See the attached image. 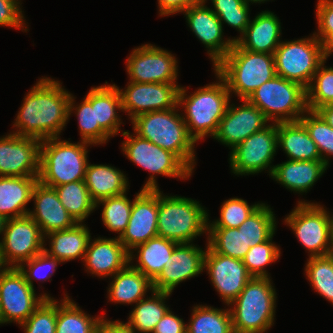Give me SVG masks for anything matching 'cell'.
<instances>
[{
    "instance_id": "ee69618b",
    "label": "cell",
    "mask_w": 333,
    "mask_h": 333,
    "mask_svg": "<svg viewBox=\"0 0 333 333\" xmlns=\"http://www.w3.org/2000/svg\"><path fill=\"white\" fill-rule=\"evenodd\" d=\"M273 237L274 235L269 240L250 248L242 259L248 273L252 277L271 278L265 267L275 263L281 256L280 247L275 242H272Z\"/></svg>"
},
{
    "instance_id": "9a60e30c",
    "label": "cell",
    "mask_w": 333,
    "mask_h": 333,
    "mask_svg": "<svg viewBox=\"0 0 333 333\" xmlns=\"http://www.w3.org/2000/svg\"><path fill=\"white\" fill-rule=\"evenodd\" d=\"M178 59L153 44L134 48L126 59L129 81L137 83H178Z\"/></svg>"
},
{
    "instance_id": "db71d44e",
    "label": "cell",
    "mask_w": 333,
    "mask_h": 333,
    "mask_svg": "<svg viewBox=\"0 0 333 333\" xmlns=\"http://www.w3.org/2000/svg\"><path fill=\"white\" fill-rule=\"evenodd\" d=\"M159 16H170L182 13L190 6L198 4L203 0H157Z\"/></svg>"
},
{
    "instance_id": "d4e9b609",
    "label": "cell",
    "mask_w": 333,
    "mask_h": 333,
    "mask_svg": "<svg viewBox=\"0 0 333 333\" xmlns=\"http://www.w3.org/2000/svg\"><path fill=\"white\" fill-rule=\"evenodd\" d=\"M242 35L232 40L242 49L274 54L281 41V22L274 12L265 10L258 12Z\"/></svg>"
},
{
    "instance_id": "ac0fdd59",
    "label": "cell",
    "mask_w": 333,
    "mask_h": 333,
    "mask_svg": "<svg viewBox=\"0 0 333 333\" xmlns=\"http://www.w3.org/2000/svg\"><path fill=\"white\" fill-rule=\"evenodd\" d=\"M240 101L242 104L238 106L229 103L212 137L229 147L230 151L250 135L267 127L270 122L264 113L247 99Z\"/></svg>"
},
{
    "instance_id": "2e32d148",
    "label": "cell",
    "mask_w": 333,
    "mask_h": 333,
    "mask_svg": "<svg viewBox=\"0 0 333 333\" xmlns=\"http://www.w3.org/2000/svg\"><path fill=\"white\" fill-rule=\"evenodd\" d=\"M119 89L122 100V112L128 113L130 120L136 116L152 112L172 109L178 106V83H137Z\"/></svg>"
},
{
    "instance_id": "816d5d0a",
    "label": "cell",
    "mask_w": 333,
    "mask_h": 333,
    "mask_svg": "<svg viewBox=\"0 0 333 333\" xmlns=\"http://www.w3.org/2000/svg\"><path fill=\"white\" fill-rule=\"evenodd\" d=\"M316 19L318 30L314 35L322 42L333 33V0H318L316 3Z\"/></svg>"
},
{
    "instance_id": "d6986e66",
    "label": "cell",
    "mask_w": 333,
    "mask_h": 333,
    "mask_svg": "<svg viewBox=\"0 0 333 333\" xmlns=\"http://www.w3.org/2000/svg\"><path fill=\"white\" fill-rule=\"evenodd\" d=\"M204 270L209 274L211 284L221 296L220 300L227 306L239 296L252 278L242 260L216 253L208 245Z\"/></svg>"
},
{
    "instance_id": "30bf717a",
    "label": "cell",
    "mask_w": 333,
    "mask_h": 333,
    "mask_svg": "<svg viewBox=\"0 0 333 333\" xmlns=\"http://www.w3.org/2000/svg\"><path fill=\"white\" fill-rule=\"evenodd\" d=\"M122 136L126 140L122 142V152L134 164L150 172V177L143 184L142 189H159L155 175H163L177 179H189L192 171L176 154L162 149L148 139L124 131Z\"/></svg>"
},
{
    "instance_id": "8992f818",
    "label": "cell",
    "mask_w": 333,
    "mask_h": 333,
    "mask_svg": "<svg viewBox=\"0 0 333 333\" xmlns=\"http://www.w3.org/2000/svg\"><path fill=\"white\" fill-rule=\"evenodd\" d=\"M60 139L54 137L42 140L40 146L38 181L51 188L84 180L89 163L88 147L92 144Z\"/></svg>"
},
{
    "instance_id": "d590c367",
    "label": "cell",
    "mask_w": 333,
    "mask_h": 333,
    "mask_svg": "<svg viewBox=\"0 0 333 333\" xmlns=\"http://www.w3.org/2000/svg\"><path fill=\"white\" fill-rule=\"evenodd\" d=\"M186 333H232V316L229 307L225 309L212 306L195 305Z\"/></svg>"
},
{
    "instance_id": "f6af8a7d",
    "label": "cell",
    "mask_w": 333,
    "mask_h": 333,
    "mask_svg": "<svg viewBox=\"0 0 333 333\" xmlns=\"http://www.w3.org/2000/svg\"><path fill=\"white\" fill-rule=\"evenodd\" d=\"M323 61L306 89L307 108L316 111L319 107L333 104V67L325 66Z\"/></svg>"
},
{
    "instance_id": "484cf974",
    "label": "cell",
    "mask_w": 333,
    "mask_h": 333,
    "mask_svg": "<svg viewBox=\"0 0 333 333\" xmlns=\"http://www.w3.org/2000/svg\"><path fill=\"white\" fill-rule=\"evenodd\" d=\"M327 169L323 161L287 159L274 166L271 178L289 191L306 194Z\"/></svg>"
},
{
    "instance_id": "d6a6232c",
    "label": "cell",
    "mask_w": 333,
    "mask_h": 333,
    "mask_svg": "<svg viewBox=\"0 0 333 333\" xmlns=\"http://www.w3.org/2000/svg\"><path fill=\"white\" fill-rule=\"evenodd\" d=\"M91 199L99 200L128 192L129 181L119 168L107 164L88 163L84 179Z\"/></svg>"
},
{
    "instance_id": "e575fe53",
    "label": "cell",
    "mask_w": 333,
    "mask_h": 333,
    "mask_svg": "<svg viewBox=\"0 0 333 333\" xmlns=\"http://www.w3.org/2000/svg\"><path fill=\"white\" fill-rule=\"evenodd\" d=\"M64 294L57 300L56 333H96L102 316L92 317Z\"/></svg>"
},
{
    "instance_id": "cb8c5ba5",
    "label": "cell",
    "mask_w": 333,
    "mask_h": 333,
    "mask_svg": "<svg viewBox=\"0 0 333 333\" xmlns=\"http://www.w3.org/2000/svg\"><path fill=\"white\" fill-rule=\"evenodd\" d=\"M32 199L34 209L30 210L28 215L39 225L44 236L53 231L72 228L77 224L62 205L54 188L38 181L33 188Z\"/></svg>"
},
{
    "instance_id": "91938a15",
    "label": "cell",
    "mask_w": 333,
    "mask_h": 333,
    "mask_svg": "<svg viewBox=\"0 0 333 333\" xmlns=\"http://www.w3.org/2000/svg\"><path fill=\"white\" fill-rule=\"evenodd\" d=\"M246 1V3L248 4V5H251V3L253 4V3H259V4H261V3H265V2H267V1H270V0H245ZM250 3V4H249Z\"/></svg>"
},
{
    "instance_id": "11a10c76",
    "label": "cell",
    "mask_w": 333,
    "mask_h": 333,
    "mask_svg": "<svg viewBox=\"0 0 333 333\" xmlns=\"http://www.w3.org/2000/svg\"><path fill=\"white\" fill-rule=\"evenodd\" d=\"M104 313L98 324L96 333H135V331L125 322L119 320H108Z\"/></svg>"
},
{
    "instance_id": "ab89813d",
    "label": "cell",
    "mask_w": 333,
    "mask_h": 333,
    "mask_svg": "<svg viewBox=\"0 0 333 333\" xmlns=\"http://www.w3.org/2000/svg\"><path fill=\"white\" fill-rule=\"evenodd\" d=\"M207 244L216 253L242 260L250 249L238 228H208Z\"/></svg>"
},
{
    "instance_id": "60d3db41",
    "label": "cell",
    "mask_w": 333,
    "mask_h": 333,
    "mask_svg": "<svg viewBox=\"0 0 333 333\" xmlns=\"http://www.w3.org/2000/svg\"><path fill=\"white\" fill-rule=\"evenodd\" d=\"M304 271L313 290L333 305V253L309 257Z\"/></svg>"
},
{
    "instance_id": "44dd1931",
    "label": "cell",
    "mask_w": 333,
    "mask_h": 333,
    "mask_svg": "<svg viewBox=\"0 0 333 333\" xmlns=\"http://www.w3.org/2000/svg\"><path fill=\"white\" fill-rule=\"evenodd\" d=\"M135 195L127 227L118 237L128 252L158 236V189L141 188Z\"/></svg>"
},
{
    "instance_id": "ba28073f",
    "label": "cell",
    "mask_w": 333,
    "mask_h": 333,
    "mask_svg": "<svg viewBox=\"0 0 333 333\" xmlns=\"http://www.w3.org/2000/svg\"><path fill=\"white\" fill-rule=\"evenodd\" d=\"M247 100L272 123L299 121L308 110L306 88L278 75L258 87Z\"/></svg>"
},
{
    "instance_id": "ffe728a7",
    "label": "cell",
    "mask_w": 333,
    "mask_h": 333,
    "mask_svg": "<svg viewBox=\"0 0 333 333\" xmlns=\"http://www.w3.org/2000/svg\"><path fill=\"white\" fill-rule=\"evenodd\" d=\"M202 2L190 6L182 12L188 27L207 48V54L215 67L232 49L234 41L223 38V25L211 10V7Z\"/></svg>"
},
{
    "instance_id": "f35d334b",
    "label": "cell",
    "mask_w": 333,
    "mask_h": 333,
    "mask_svg": "<svg viewBox=\"0 0 333 333\" xmlns=\"http://www.w3.org/2000/svg\"><path fill=\"white\" fill-rule=\"evenodd\" d=\"M74 95L71 93L69 101V118L75 113L78 119L80 141L94 145L106 144L111 138L96 122L95 106L84 97L83 101L75 104Z\"/></svg>"
},
{
    "instance_id": "4dcf8cb0",
    "label": "cell",
    "mask_w": 333,
    "mask_h": 333,
    "mask_svg": "<svg viewBox=\"0 0 333 333\" xmlns=\"http://www.w3.org/2000/svg\"><path fill=\"white\" fill-rule=\"evenodd\" d=\"M178 244L160 236L151 238L129 252V264L154 281L163 271L164 265ZM134 259H137L136 265L133 263Z\"/></svg>"
},
{
    "instance_id": "681fc988",
    "label": "cell",
    "mask_w": 333,
    "mask_h": 333,
    "mask_svg": "<svg viewBox=\"0 0 333 333\" xmlns=\"http://www.w3.org/2000/svg\"><path fill=\"white\" fill-rule=\"evenodd\" d=\"M60 263H62L60 260L42 251L30 260L23 262L18 268L24 274L26 281L35 289L33 282L35 280H39L40 282L51 281L52 279L50 278Z\"/></svg>"
},
{
    "instance_id": "277c9868",
    "label": "cell",
    "mask_w": 333,
    "mask_h": 333,
    "mask_svg": "<svg viewBox=\"0 0 333 333\" xmlns=\"http://www.w3.org/2000/svg\"><path fill=\"white\" fill-rule=\"evenodd\" d=\"M238 99L251 94L276 74L274 54L256 53L240 48L235 42L228 54L213 68Z\"/></svg>"
},
{
    "instance_id": "74e56055",
    "label": "cell",
    "mask_w": 333,
    "mask_h": 333,
    "mask_svg": "<svg viewBox=\"0 0 333 333\" xmlns=\"http://www.w3.org/2000/svg\"><path fill=\"white\" fill-rule=\"evenodd\" d=\"M277 221L272 208L265 203L255 210L239 227L250 248L269 240L276 232Z\"/></svg>"
},
{
    "instance_id": "c3c4849f",
    "label": "cell",
    "mask_w": 333,
    "mask_h": 333,
    "mask_svg": "<svg viewBox=\"0 0 333 333\" xmlns=\"http://www.w3.org/2000/svg\"><path fill=\"white\" fill-rule=\"evenodd\" d=\"M57 299H45L33 314L19 324L24 333H56Z\"/></svg>"
},
{
    "instance_id": "7a4b0ae2",
    "label": "cell",
    "mask_w": 333,
    "mask_h": 333,
    "mask_svg": "<svg viewBox=\"0 0 333 333\" xmlns=\"http://www.w3.org/2000/svg\"><path fill=\"white\" fill-rule=\"evenodd\" d=\"M218 79L212 84L198 87L193 94L187 87H180L178 94V107L184 108L182 117L187 125L188 132L195 142L204 137H213L217 131L220 120L226 113L231 95L225 80L214 70Z\"/></svg>"
},
{
    "instance_id": "4fadbf2b",
    "label": "cell",
    "mask_w": 333,
    "mask_h": 333,
    "mask_svg": "<svg viewBox=\"0 0 333 333\" xmlns=\"http://www.w3.org/2000/svg\"><path fill=\"white\" fill-rule=\"evenodd\" d=\"M277 149V123H270L230 151L231 172L238 176H246L268 170L267 172L271 176L275 166L272 161H274Z\"/></svg>"
},
{
    "instance_id": "f546056e",
    "label": "cell",
    "mask_w": 333,
    "mask_h": 333,
    "mask_svg": "<svg viewBox=\"0 0 333 333\" xmlns=\"http://www.w3.org/2000/svg\"><path fill=\"white\" fill-rule=\"evenodd\" d=\"M111 279L110 286L107 287V296L109 302L115 304H136L148 297L147 292L154 291L153 281L130 264L114 274Z\"/></svg>"
},
{
    "instance_id": "6f0895ef",
    "label": "cell",
    "mask_w": 333,
    "mask_h": 333,
    "mask_svg": "<svg viewBox=\"0 0 333 333\" xmlns=\"http://www.w3.org/2000/svg\"><path fill=\"white\" fill-rule=\"evenodd\" d=\"M321 44L323 60L326 61L333 53V33L329 34Z\"/></svg>"
},
{
    "instance_id": "94428289",
    "label": "cell",
    "mask_w": 333,
    "mask_h": 333,
    "mask_svg": "<svg viewBox=\"0 0 333 333\" xmlns=\"http://www.w3.org/2000/svg\"><path fill=\"white\" fill-rule=\"evenodd\" d=\"M7 267L4 265L3 261H2V257L0 254V275L1 273L6 269Z\"/></svg>"
},
{
    "instance_id": "6da1fadb",
    "label": "cell",
    "mask_w": 333,
    "mask_h": 333,
    "mask_svg": "<svg viewBox=\"0 0 333 333\" xmlns=\"http://www.w3.org/2000/svg\"><path fill=\"white\" fill-rule=\"evenodd\" d=\"M70 95L59 80L39 78L23 99L12 133L41 141L60 137L69 121Z\"/></svg>"
},
{
    "instance_id": "9c48e42d",
    "label": "cell",
    "mask_w": 333,
    "mask_h": 333,
    "mask_svg": "<svg viewBox=\"0 0 333 333\" xmlns=\"http://www.w3.org/2000/svg\"><path fill=\"white\" fill-rule=\"evenodd\" d=\"M309 257L333 253V216L319 203L298 201L284 218Z\"/></svg>"
},
{
    "instance_id": "f1b7e54d",
    "label": "cell",
    "mask_w": 333,
    "mask_h": 333,
    "mask_svg": "<svg viewBox=\"0 0 333 333\" xmlns=\"http://www.w3.org/2000/svg\"><path fill=\"white\" fill-rule=\"evenodd\" d=\"M38 177L0 176V215L12 219L29 214L26 206L32 201Z\"/></svg>"
},
{
    "instance_id": "3957f363",
    "label": "cell",
    "mask_w": 333,
    "mask_h": 333,
    "mask_svg": "<svg viewBox=\"0 0 333 333\" xmlns=\"http://www.w3.org/2000/svg\"><path fill=\"white\" fill-rule=\"evenodd\" d=\"M177 106L140 114L131 120L133 131L162 149L176 154L192 171L195 169V141Z\"/></svg>"
},
{
    "instance_id": "680465c9",
    "label": "cell",
    "mask_w": 333,
    "mask_h": 333,
    "mask_svg": "<svg viewBox=\"0 0 333 333\" xmlns=\"http://www.w3.org/2000/svg\"><path fill=\"white\" fill-rule=\"evenodd\" d=\"M7 219L5 217H3L2 215H0V242L3 236V231L5 229V225H6Z\"/></svg>"
},
{
    "instance_id": "8fae6325",
    "label": "cell",
    "mask_w": 333,
    "mask_h": 333,
    "mask_svg": "<svg viewBox=\"0 0 333 333\" xmlns=\"http://www.w3.org/2000/svg\"><path fill=\"white\" fill-rule=\"evenodd\" d=\"M323 61L322 44L314 34L297 40H282L274 52L276 74L306 89Z\"/></svg>"
},
{
    "instance_id": "7bdbcfd3",
    "label": "cell",
    "mask_w": 333,
    "mask_h": 333,
    "mask_svg": "<svg viewBox=\"0 0 333 333\" xmlns=\"http://www.w3.org/2000/svg\"><path fill=\"white\" fill-rule=\"evenodd\" d=\"M300 121L316 143L322 161L329 167V159L333 156V128L316 111L307 110Z\"/></svg>"
},
{
    "instance_id": "e0dca14e",
    "label": "cell",
    "mask_w": 333,
    "mask_h": 333,
    "mask_svg": "<svg viewBox=\"0 0 333 333\" xmlns=\"http://www.w3.org/2000/svg\"><path fill=\"white\" fill-rule=\"evenodd\" d=\"M41 140L12 132L0 137V176H39Z\"/></svg>"
},
{
    "instance_id": "b9f144b4",
    "label": "cell",
    "mask_w": 333,
    "mask_h": 333,
    "mask_svg": "<svg viewBox=\"0 0 333 333\" xmlns=\"http://www.w3.org/2000/svg\"><path fill=\"white\" fill-rule=\"evenodd\" d=\"M133 201H131L127 192L118 196H112L99 200L96 203V209L99 205L103 206L101 220L104 226L120 237L127 227L130 219Z\"/></svg>"
},
{
    "instance_id": "4316f807",
    "label": "cell",
    "mask_w": 333,
    "mask_h": 333,
    "mask_svg": "<svg viewBox=\"0 0 333 333\" xmlns=\"http://www.w3.org/2000/svg\"><path fill=\"white\" fill-rule=\"evenodd\" d=\"M85 98L95 106L96 122L112 138L124 130H120L122 120L118 114L122 111V100L116 84H105L91 87ZM119 111V112H118Z\"/></svg>"
},
{
    "instance_id": "bcb514c9",
    "label": "cell",
    "mask_w": 333,
    "mask_h": 333,
    "mask_svg": "<svg viewBox=\"0 0 333 333\" xmlns=\"http://www.w3.org/2000/svg\"><path fill=\"white\" fill-rule=\"evenodd\" d=\"M263 202L249 205L247 200L233 197L226 199L220 208V217L208 220V228H238Z\"/></svg>"
},
{
    "instance_id": "83f0119b",
    "label": "cell",
    "mask_w": 333,
    "mask_h": 333,
    "mask_svg": "<svg viewBox=\"0 0 333 333\" xmlns=\"http://www.w3.org/2000/svg\"><path fill=\"white\" fill-rule=\"evenodd\" d=\"M90 239L91 233L86 224L77 223L72 228L45 235L44 241H48L49 249L44 247V251L62 263L80 258L83 262Z\"/></svg>"
},
{
    "instance_id": "5bb4252c",
    "label": "cell",
    "mask_w": 333,
    "mask_h": 333,
    "mask_svg": "<svg viewBox=\"0 0 333 333\" xmlns=\"http://www.w3.org/2000/svg\"><path fill=\"white\" fill-rule=\"evenodd\" d=\"M45 246L39 225L28 214L7 219L0 242V254L6 267L18 268L44 251Z\"/></svg>"
},
{
    "instance_id": "7c38bea8",
    "label": "cell",
    "mask_w": 333,
    "mask_h": 333,
    "mask_svg": "<svg viewBox=\"0 0 333 333\" xmlns=\"http://www.w3.org/2000/svg\"><path fill=\"white\" fill-rule=\"evenodd\" d=\"M36 290L26 281L16 267H7L0 275V325L26 321L45 299H53L48 293L36 295Z\"/></svg>"
},
{
    "instance_id": "1f68e13d",
    "label": "cell",
    "mask_w": 333,
    "mask_h": 333,
    "mask_svg": "<svg viewBox=\"0 0 333 333\" xmlns=\"http://www.w3.org/2000/svg\"><path fill=\"white\" fill-rule=\"evenodd\" d=\"M278 148L288 160L322 161L316 143L304 124L299 121L277 123Z\"/></svg>"
},
{
    "instance_id": "5b68a950",
    "label": "cell",
    "mask_w": 333,
    "mask_h": 333,
    "mask_svg": "<svg viewBox=\"0 0 333 333\" xmlns=\"http://www.w3.org/2000/svg\"><path fill=\"white\" fill-rule=\"evenodd\" d=\"M271 280L268 277H252L229 305L233 331L267 333L273 326L277 293Z\"/></svg>"
},
{
    "instance_id": "9f6ffc18",
    "label": "cell",
    "mask_w": 333,
    "mask_h": 333,
    "mask_svg": "<svg viewBox=\"0 0 333 333\" xmlns=\"http://www.w3.org/2000/svg\"><path fill=\"white\" fill-rule=\"evenodd\" d=\"M316 112L333 128V104L323 105Z\"/></svg>"
},
{
    "instance_id": "8d00e7d4",
    "label": "cell",
    "mask_w": 333,
    "mask_h": 333,
    "mask_svg": "<svg viewBox=\"0 0 333 333\" xmlns=\"http://www.w3.org/2000/svg\"><path fill=\"white\" fill-rule=\"evenodd\" d=\"M59 200L77 223H84L94 210L96 203L91 199L84 180L54 187Z\"/></svg>"
},
{
    "instance_id": "f5cc1de1",
    "label": "cell",
    "mask_w": 333,
    "mask_h": 333,
    "mask_svg": "<svg viewBox=\"0 0 333 333\" xmlns=\"http://www.w3.org/2000/svg\"><path fill=\"white\" fill-rule=\"evenodd\" d=\"M186 329L183 318L178 317L169 309L156 324L152 333H186Z\"/></svg>"
},
{
    "instance_id": "52a82bcc",
    "label": "cell",
    "mask_w": 333,
    "mask_h": 333,
    "mask_svg": "<svg viewBox=\"0 0 333 333\" xmlns=\"http://www.w3.org/2000/svg\"><path fill=\"white\" fill-rule=\"evenodd\" d=\"M208 211L199 201L164 195L158 189V236L177 243H193L208 231Z\"/></svg>"
},
{
    "instance_id": "603a6c76",
    "label": "cell",
    "mask_w": 333,
    "mask_h": 333,
    "mask_svg": "<svg viewBox=\"0 0 333 333\" xmlns=\"http://www.w3.org/2000/svg\"><path fill=\"white\" fill-rule=\"evenodd\" d=\"M83 263L88 273L99 278H108L129 264V252L118 237H91Z\"/></svg>"
},
{
    "instance_id": "836d02e7",
    "label": "cell",
    "mask_w": 333,
    "mask_h": 333,
    "mask_svg": "<svg viewBox=\"0 0 333 333\" xmlns=\"http://www.w3.org/2000/svg\"><path fill=\"white\" fill-rule=\"evenodd\" d=\"M172 293L153 291L151 297L138 301L128 316L126 322L135 333H152L156 324L170 309L166 300Z\"/></svg>"
},
{
    "instance_id": "f907efd6",
    "label": "cell",
    "mask_w": 333,
    "mask_h": 333,
    "mask_svg": "<svg viewBox=\"0 0 333 333\" xmlns=\"http://www.w3.org/2000/svg\"><path fill=\"white\" fill-rule=\"evenodd\" d=\"M21 0H0V26L21 29L27 32Z\"/></svg>"
},
{
    "instance_id": "7dc6e473",
    "label": "cell",
    "mask_w": 333,
    "mask_h": 333,
    "mask_svg": "<svg viewBox=\"0 0 333 333\" xmlns=\"http://www.w3.org/2000/svg\"><path fill=\"white\" fill-rule=\"evenodd\" d=\"M207 3V0H204ZM214 8L211 10L219 18L222 25L235 28L243 34L250 23V6L245 0H210Z\"/></svg>"
},
{
    "instance_id": "7402d4cb",
    "label": "cell",
    "mask_w": 333,
    "mask_h": 333,
    "mask_svg": "<svg viewBox=\"0 0 333 333\" xmlns=\"http://www.w3.org/2000/svg\"><path fill=\"white\" fill-rule=\"evenodd\" d=\"M193 243H179L173 250L163 271L153 281L155 291L172 293L178 284L194 278L204 271L207 251Z\"/></svg>"
}]
</instances>
